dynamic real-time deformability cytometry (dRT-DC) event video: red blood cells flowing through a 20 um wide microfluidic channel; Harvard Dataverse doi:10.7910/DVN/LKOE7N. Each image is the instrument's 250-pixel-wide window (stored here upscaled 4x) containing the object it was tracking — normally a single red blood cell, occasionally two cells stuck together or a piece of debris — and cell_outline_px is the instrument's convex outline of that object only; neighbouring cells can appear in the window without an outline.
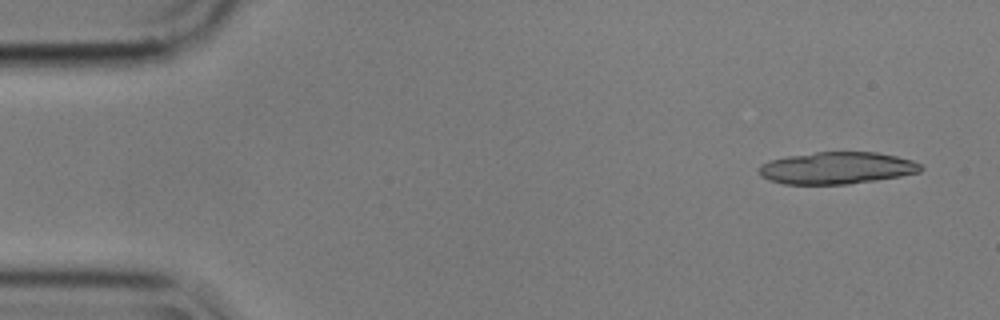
{"species": "common noctule bat (a hibernating species)", "species_latin": "Nyctalus noctula", "temperature_condition": "cold", "stored_images_in_passage": 6, "camera_frame_rate_fps": 3000, "um_per_image_px": 0.085, "animal": {"sex": "male", "body_mass_g": 17.9}, "frame": {"image": 1, "passage_image": 1, "time_ms": 0.0, "image_size_px": [1000, 320], "cell_outline_px": [[924, 168], [920, 172], [900, 176], [876, 180], [848, 184], [784, 184], [768, 180], [760, 176], [760, 164], [772, 160], [788, 156], [816, 152], [876, 152], [896, 156], [912, 160], [920, 164]], "centroid_in_image_um": [71.14, 14.28], "position_along_channel_um": 13.9, "area_um2": 30.11}}